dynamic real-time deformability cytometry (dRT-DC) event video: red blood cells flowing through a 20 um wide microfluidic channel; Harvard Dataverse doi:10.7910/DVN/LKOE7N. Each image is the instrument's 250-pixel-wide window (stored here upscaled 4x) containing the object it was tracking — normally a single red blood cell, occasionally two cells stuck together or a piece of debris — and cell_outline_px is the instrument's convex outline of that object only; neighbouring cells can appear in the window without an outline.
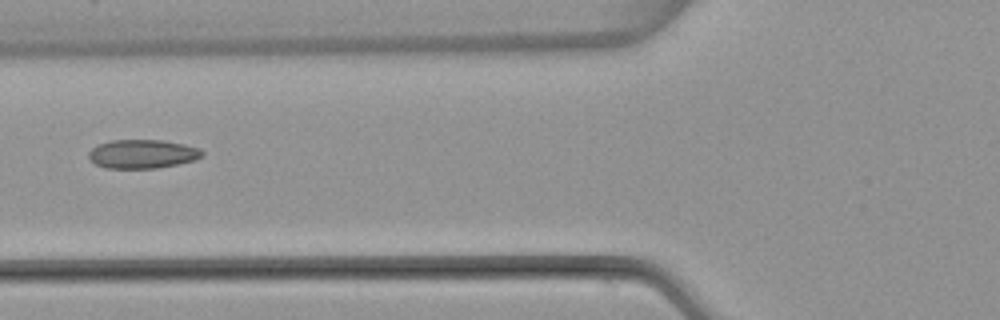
{"species": "common noctule bat (a hibernating species)", "species_latin": "Nyctalus noctula", "temperature_condition": "warm", "stored_images_in_passage": 5, "camera_frame_rate_fps": 3000, "um_per_image_px": 0.085, "animal": {"sex": "female", "body_mass_g": 22.7, "forearm_length_mm": 54.2}, "frame": {"image": 1, "passage_image": 5, "time_ms": 6.333, "image_size_px": [1000, 320], "cell_outline_px": [[204, 152], [196, 160], [156, 168], [104, 168], [96, 164], [88, 156], [88, 152], [96, 144], [112, 140], [164, 140], [184, 144], [200, 148]], "centroid_in_image_um": [12.09, 13.08], "position_along_channel_um": 113.7, "area_um2": 19.07}}